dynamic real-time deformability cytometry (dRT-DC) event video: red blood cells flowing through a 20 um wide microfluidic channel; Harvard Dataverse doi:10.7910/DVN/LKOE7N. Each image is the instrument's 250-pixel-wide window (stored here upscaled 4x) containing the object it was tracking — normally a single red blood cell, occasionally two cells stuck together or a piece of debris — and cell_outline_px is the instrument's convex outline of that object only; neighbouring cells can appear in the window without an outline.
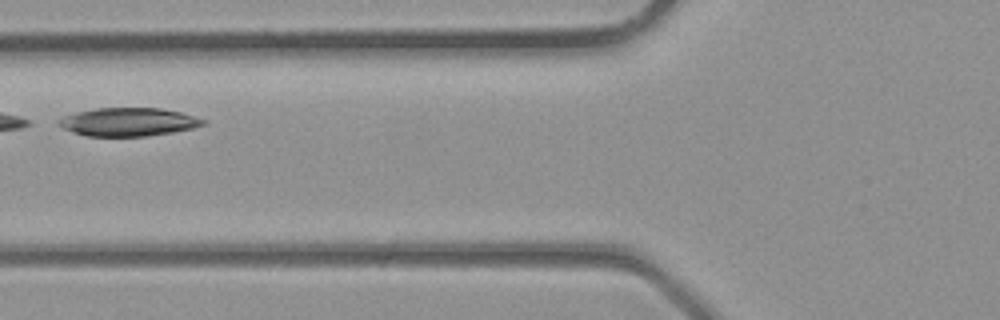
{"species": "common noctule bat (a hibernating species)", "species_latin": "Nyctalus noctula", "temperature_condition": "room temperature", "stored_images_in_passage": 2, "camera_frame_rate_fps": 3000, "um_per_image_px": 0.085, "animal": {"sex": "male", "body_mass_g": 23.1, "forearm_length_mm": 52.7}, "frame": {"image": 1, "passage_image": 2, "time_ms": 0.333, "image_size_px": [1000, 320], "cell_outline_px": [[208, 124], [192, 128], [172, 132], [148, 136], [84, 136], [72, 132], [56, 124], [56, 120], [64, 116], [76, 112], [96, 108], [160, 108], [180, 112], [208, 120]], "centroid_in_image_um": [10.91, 10.36], "position_along_channel_um": 114.9, "area_um2": 23.99}}